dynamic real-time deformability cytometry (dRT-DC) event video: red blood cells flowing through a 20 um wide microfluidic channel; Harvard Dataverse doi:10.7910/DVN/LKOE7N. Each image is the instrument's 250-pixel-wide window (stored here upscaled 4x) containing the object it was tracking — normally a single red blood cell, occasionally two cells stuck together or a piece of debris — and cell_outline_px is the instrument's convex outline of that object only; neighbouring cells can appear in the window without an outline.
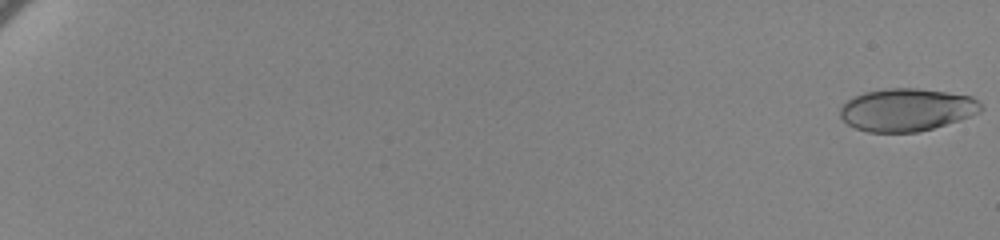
{"species": "human", "species_latin": "Homo sapiens", "temperature_condition": "cold", "stored_images_in_passage": 63, "camera_frame_rate_fps": 3000, "um_per_image_px": 0.085, "donor": {"sex": "female"}, "frame": {"image": 1, "passage_image": 1, "time_ms": 0.0, "image_size_px": [1000, 240], "cell_outline_px": [[984, 108], [980, 112], [960, 120], [932, 128], [916, 132], [868, 132], [856, 128], [848, 124], [840, 116], [840, 108], [848, 100], [864, 92], [888, 88], [916, 88], [972, 96]], "centroid_in_image_um": [77.07, 9.33], "position_along_channel_um": 7.9, "area_um2": 34.74}}
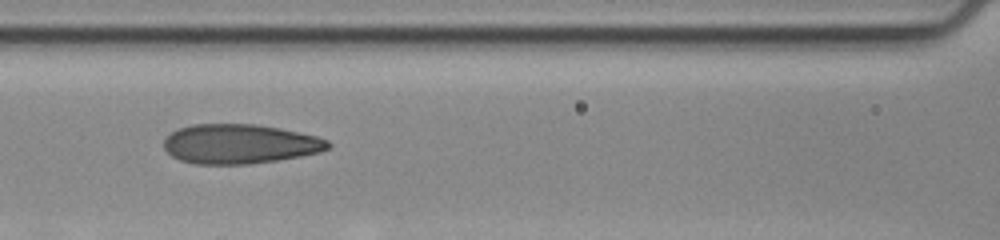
{"frame": {"image": 2, "passage_image": 33, "time_ms": 10.667, "image_size_px": [1000, 240], "cell_outline_px": [[332, 144], [328, 148], [320, 152], [300, 156], [276, 160], [248, 164], [196, 164], [180, 160], [172, 156], [164, 148], [164, 140], [176, 128], [192, 124], [256, 124], [280, 128], [300, 132], [316, 136], [328, 140]], "centroid_in_image_um": [20.37, 12.23], "position_along_channel_um": 146.2, "area_um2": 37.86}}
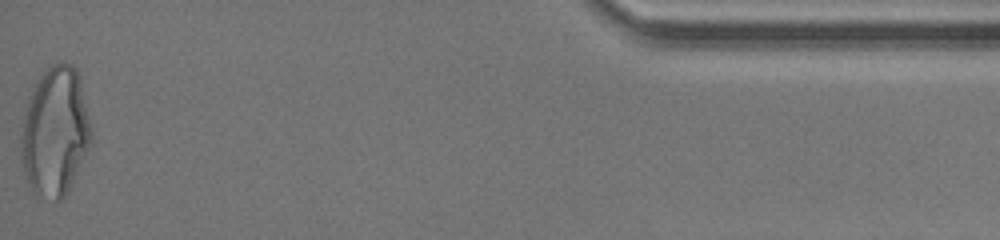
{"frame": {"image": 3, "passage_image": 63, "time_ms": 20.667, "image_size_px": [1000, 240], "cell_outline_px": [[92, 144], [64, 200], [56, 200], [36, 196], [32, 192], [28, 184], [20, 160], [20, 156], [24, 120], [28, 104], [32, 92], [40, 76], [52, 64], [64, 60], [72, 64], [76, 68], [80, 76], [92, 128]], "centroid_in_image_um": [4.73, 11.23], "position_along_channel_um": 430.5, "area_um2": 53.18}, "authors_computed_cell_mechanics": {"area_um2": 36.9342, "velocity_mm_per_s": 3.47, "shape_relaxation_time_tau1_ms": 8.1074, "shape_relaxation_time_tau2_ms": 1.1722, "deformation_change_tau1": 0.2163, "deformation_change_tau2": 0.0936}}